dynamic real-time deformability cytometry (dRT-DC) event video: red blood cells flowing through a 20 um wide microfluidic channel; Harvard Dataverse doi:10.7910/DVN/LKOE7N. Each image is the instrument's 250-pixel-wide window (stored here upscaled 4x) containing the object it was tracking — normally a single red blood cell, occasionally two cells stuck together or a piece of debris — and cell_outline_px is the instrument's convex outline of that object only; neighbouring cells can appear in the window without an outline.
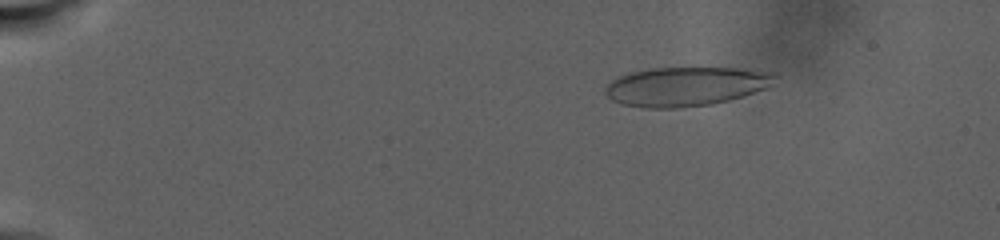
{"species": "human", "species_latin": "Homo sapiens", "temperature_condition": "warm", "stored_images_in_passage": 92, "camera_frame_rate_fps": 3000, "um_per_image_px": 0.085, "donor": {"sex": "male"}, "frame": {"image": 1, "passage_image": 4, "time_ms": 1.0, "image_size_px": [1000, 240], "cell_outline_px": [[776, 76], [764, 88], [728, 100], [712, 104], [680, 108], [644, 108], [620, 104], [612, 100], [604, 92], [604, 88], [612, 80], [628, 72], [652, 68], [736, 68], [776, 72]], "centroid_in_image_um": [58.21, 7.35], "position_along_channel_um": 26.8, "area_um2": 38.49}}
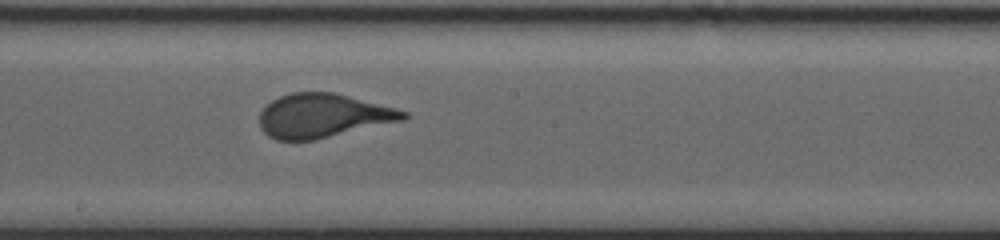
{"frame": {"image": 2, "passage_image": 48, "time_ms": 14.0, "image_size_px": [1000, 240], "cell_outline_px": [[408, 116], [404, 120], [312, 140], [276, 140], [268, 136], [260, 128], [260, 112], [272, 100], [280, 96], [292, 92], [336, 92], [396, 108], [408, 112]], "centroid_in_image_um": [27.45, 9.82], "position_along_channel_um": 220.8, "area_um2": 36.7}}
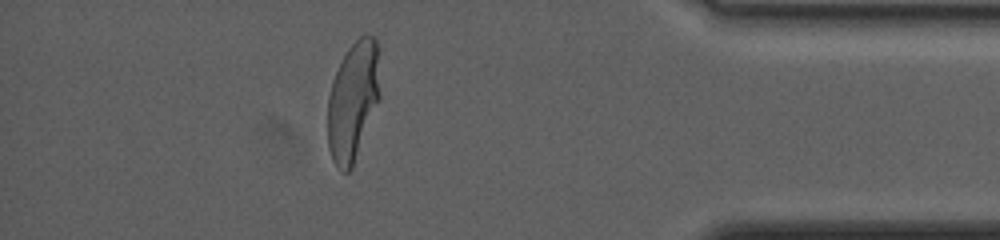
{"frame": {"image": 3, "passage_image": 81, "time_ms": 23.0, "image_size_px": [1000, 240], "cell_outline_px": [[380, 96], [352, 168], [348, 172], [340, 172], [332, 160], [328, 148], [328, 96], [332, 80], [348, 48], [360, 36], [372, 36], [376, 40], [380, 52]], "centroid_in_image_um": [30.01, 8.58], "position_along_channel_um": 405.2, "area_um2": 36.47}, "authors_computed_cell_mechanics": {"area_um2": 37.1654, "velocity_mm_per_s": 2.3685, "shape_relaxation_time_tau1_ms": 7.2768, "shape_relaxation_time_tau2_ms": null, "deformation_change_tau1": 0.2078, "deformation_change_tau2": null}}